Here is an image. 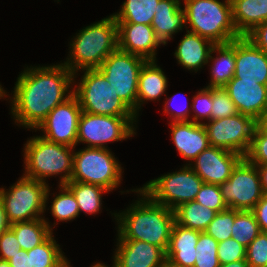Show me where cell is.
Returning <instances> with one entry per match:
<instances>
[{
  "label": "cell",
  "mask_w": 267,
  "mask_h": 267,
  "mask_svg": "<svg viewBox=\"0 0 267 267\" xmlns=\"http://www.w3.org/2000/svg\"><path fill=\"white\" fill-rule=\"evenodd\" d=\"M74 78L75 75L63 63L27 67L17 79L11 100V112L16 122L36 129L57 105L71 96L73 91L69 92V87Z\"/></svg>",
  "instance_id": "obj_1"
},
{
  "label": "cell",
  "mask_w": 267,
  "mask_h": 267,
  "mask_svg": "<svg viewBox=\"0 0 267 267\" xmlns=\"http://www.w3.org/2000/svg\"><path fill=\"white\" fill-rule=\"evenodd\" d=\"M142 195L130 208L115 213L118 225L117 240H138L160 247L165 253L175 222L174 210L154 202L140 188L132 190ZM117 214V215H116Z\"/></svg>",
  "instance_id": "obj_2"
},
{
  "label": "cell",
  "mask_w": 267,
  "mask_h": 267,
  "mask_svg": "<svg viewBox=\"0 0 267 267\" xmlns=\"http://www.w3.org/2000/svg\"><path fill=\"white\" fill-rule=\"evenodd\" d=\"M70 43V58L63 64L74 74L99 68L118 49V25L113 15L84 27Z\"/></svg>",
  "instance_id": "obj_3"
},
{
  "label": "cell",
  "mask_w": 267,
  "mask_h": 267,
  "mask_svg": "<svg viewBox=\"0 0 267 267\" xmlns=\"http://www.w3.org/2000/svg\"><path fill=\"white\" fill-rule=\"evenodd\" d=\"M185 23L190 32L214 44H225L241 37L233 22L231 0H184Z\"/></svg>",
  "instance_id": "obj_4"
},
{
  "label": "cell",
  "mask_w": 267,
  "mask_h": 267,
  "mask_svg": "<svg viewBox=\"0 0 267 267\" xmlns=\"http://www.w3.org/2000/svg\"><path fill=\"white\" fill-rule=\"evenodd\" d=\"M73 148L48 141L41 136H34L25 144L24 176L46 183V177L65 173L59 183L65 185L72 177Z\"/></svg>",
  "instance_id": "obj_5"
},
{
  "label": "cell",
  "mask_w": 267,
  "mask_h": 267,
  "mask_svg": "<svg viewBox=\"0 0 267 267\" xmlns=\"http://www.w3.org/2000/svg\"><path fill=\"white\" fill-rule=\"evenodd\" d=\"M78 85L72 91L82 111L105 116H136L119 96L115 95L107 78L98 68L86 69Z\"/></svg>",
  "instance_id": "obj_6"
},
{
  "label": "cell",
  "mask_w": 267,
  "mask_h": 267,
  "mask_svg": "<svg viewBox=\"0 0 267 267\" xmlns=\"http://www.w3.org/2000/svg\"><path fill=\"white\" fill-rule=\"evenodd\" d=\"M107 148L87 147L73 153L70 181L95 184L111 191L119 186L122 168Z\"/></svg>",
  "instance_id": "obj_7"
},
{
  "label": "cell",
  "mask_w": 267,
  "mask_h": 267,
  "mask_svg": "<svg viewBox=\"0 0 267 267\" xmlns=\"http://www.w3.org/2000/svg\"><path fill=\"white\" fill-rule=\"evenodd\" d=\"M50 189L48 184L23 175L9 191L0 188L8 221L11 224L41 219Z\"/></svg>",
  "instance_id": "obj_8"
},
{
  "label": "cell",
  "mask_w": 267,
  "mask_h": 267,
  "mask_svg": "<svg viewBox=\"0 0 267 267\" xmlns=\"http://www.w3.org/2000/svg\"><path fill=\"white\" fill-rule=\"evenodd\" d=\"M147 60L117 49L98 68L110 83L115 95L137 116V88L141 68Z\"/></svg>",
  "instance_id": "obj_9"
},
{
  "label": "cell",
  "mask_w": 267,
  "mask_h": 267,
  "mask_svg": "<svg viewBox=\"0 0 267 267\" xmlns=\"http://www.w3.org/2000/svg\"><path fill=\"white\" fill-rule=\"evenodd\" d=\"M203 183L191 166L186 164L178 172L162 175L140 189L154 202L174 210L185 202L195 201Z\"/></svg>",
  "instance_id": "obj_10"
},
{
  "label": "cell",
  "mask_w": 267,
  "mask_h": 267,
  "mask_svg": "<svg viewBox=\"0 0 267 267\" xmlns=\"http://www.w3.org/2000/svg\"><path fill=\"white\" fill-rule=\"evenodd\" d=\"M219 186L230 209L251 211L264 195L257 166L245 157L234 167L229 179Z\"/></svg>",
  "instance_id": "obj_11"
},
{
  "label": "cell",
  "mask_w": 267,
  "mask_h": 267,
  "mask_svg": "<svg viewBox=\"0 0 267 267\" xmlns=\"http://www.w3.org/2000/svg\"><path fill=\"white\" fill-rule=\"evenodd\" d=\"M135 119L136 116H105L82 111L77 143H87V147L106 148V142L121 141L134 135Z\"/></svg>",
  "instance_id": "obj_12"
},
{
  "label": "cell",
  "mask_w": 267,
  "mask_h": 267,
  "mask_svg": "<svg viewBox=\"0 0 267 267\" xmlns=\"http://www.w3.org/2000/svg\"><path fill=\"white\" fill-rule=\"evenodd\" d=\"M203 123L210 146L236 152L243 157L250 149L258 124L253 118L240 113Z\"/></svg>",
  "instance_id": "obj_13"
},
{
  "label": "cell",
  "mask_w": 267,
  "mask_h": 267,
  "mask_svg": "<svg viewBox=\"0 0 267 267\" xmlns=\"http://www.w3.org/2000/svg\"><path fill=\"white\" fill-rule=\"evenodd\" d=\"M82 109L72 93L63 103L57 105L38 125L44 131L43 138L69 147L77 145L78 124Z\"/></svg>",
  "instance_id": "obj_14"
},
{
  "label": "cell",
  "mask_w": 267,
  "mask_h": 267,
  "mask_svg": "<svg viewBox=\"0 0 267 267\" xmlns=\"http://www.w3.org/2000/svg\"><path fill=\"white\" fill-rule=\"evenodd\" d=\"M242 155L222 148L209 146L194 160L193 171L208 184L220 185L229 179Z\"/></svg>",
  "instance_id": "obj_15"
},
{
  "label": "cell",
  "mask_w": 267,
  "mask_h": 267,
  "mask_svg": "<svg viewBox=\"0 0 267 267\" xmlns=\"http://www.w3.org/2000/svg\"><path fill=\"white\" fill-rule=\"evenodd\" d=\"M238 112L259 122L267 112V85L232 78L224 87Z\"/></svg>",
  "instance_id": "obj_16"
},
{
  "label": "cell",
  "mask_w": 267,
  "mask_h": 267,
  "mask_svg": "<svg viewBox=\"0 0 267 267\" xmlns=\"http://www.w3.org/2000/svg\"><path fill=\"white\" fill-rule=\"evenodd\" d=\"M235 74L242 81H258L267 85V53L246 36L235 39Z\"/></svg>",
  "instance_id": "obj_17"
},
{
  "label": "cell",
  "mask_w": 267,
  "mask_h": 267,
  "mask_svg": "<svg viewBox=\"0 0 267 267\" xmlns=\"http://www.w3.org/2000/svg\"><path fill=\"white\" fill-rule=\"evenodd\" d=\"M118 49L140 56L146 60H156V48L163 44L151 25L117 23Z\"/></svg>",
  "instance_id": "obj_18"
},
{
  "label": "cell",
  "mask_w": 267,
  "mask_h": 267,
  "mask_svg": "<svg viewBox=\"0 0 267 267\" xmlns=\"http://www.w3.org/2000/svg\"><path fill=\"white\" fill-rule=\"evenodd\" d=\"M113 267H162L166 253L155 245L138 240H118Z\"/></svg>",
  "instance_id": "obj_19"
},
{
  "label": "cell",
  "mask_w": 267,
  "mask_h": 267,
  "mask_svg": "<svg viewBox=\"0 0 267 267\" xmlns=\"http://www.w3.org/2000/svg\"><path fill=\"white\" fill-rule=\"evenodd\" d=\"M171 136L179 154L183 159H194L210 144L203 123L192 121H171Z\"/></svg>",
  "instance_id": "obj_20"
},
{
  "label": "cell",
  "mask_w": 267,
  "mask_h": 267,
  "mask_svg": "<svg viewBox=\"0 0 267 267\" xmlns=\"http://www.w3.org/2000/svg\"><path fill=\"white\" fill-rule=\"evenodd\" d=\"M200 231L186 228L174 222L166 259L174 265L181 267H194L196 261V245Z\"/></svg>",
  "instance_id": "obj_21"
},
{
  "label": "cell",
  "mask_w": 267,
  "mask_h": 267,
  "mask_svg": "<svg viewBox=\"0 0 267 267\" xmlns=\"http://www.w3.org/2000/svg\"><path fill=\"white\" fill-rule=\"evenodd\" d=\"M185 23V12L180 0H160L151 26L156 36L165 45L174 33L182 30Z\"/></svg>",
  "instance_id": "obj_22"
},
{
  "label": "cell",
  "mask_w": 267,
  "mask_h": 267,
  "mask_svg": "<svg viewBox=\"0 0 267 267\" xmlns=\"http://www.w3.org/2000/svg\"><path fill=\"white\" fill-rule=\"evenodd\" d=\"M215 44L200 35L187 30L174 55L184 68L195 72L209 61V55Z\"/></svg>",
  "instance_id": "obj_23"
},
{
  "label": "cell",
  "mask_w": 267,
  "mask_h": 267,
  "mask_svg": "<svg viewBox=\"0 0 267 267\" xmlns=\"http://www.w3.org/2000/svg\"><path fill=\"white\" fill-rule=\"evenodd\" d=\"M231 4L233 22L241 36L267 21V0H231Z\"/></svg>",
  "instance_id": "obj_24"
},
{
  "label": "cell",
  "mask_w": 267,
  "mask_h": 267,
  "mask_svg": "<svg viewBox=\"0 0 267 267\" xmlns=\"http://www.w3.org/2000/svg\"><path fill=\"white\" fill-rule=\"evenodd\" d=\"M167 87L168 81L162 69L156 65L155 60H147L138 78L137 111L145 100H159Z\"/></svg>",
  "instance_id": "obj_25"
},
{
  "label": "cell",
  "mask_w": 267,
  "mask_h": 267,
  "mask_svg": "<svg viewBox=\"0 0 267 267\" xmlns=\"http://www.w3.org/2000/svg\"><path fill=\"white\" fill-rule=\"evenodd\" d=\"M213 52L219 53V56L213 58ZM214 60L211 66V81L206 87L221 88L224 87L235 74V39L225 44H215L209 55V60Z\"/></svg>",
  "instance_id": "obj_26"
},
{
  "label": "cell",
  "mask_w": 267,
  "mask_h": 267,
  "mask_svg": "<svg viewBox=\"0 0 267 267\" xmlns=\"http://www.w3.org/2000/svg\"><path fill=\"white\" fill-rule=\"evenodd\" d=\"M10 229L16 235L20 248L25 251L42 244L53 234L52 227L43 217L11 224Z\"/></svg>",
  "instance_id": "obj_27"
},
{
  "label": "cell",
  "mask_w": 267,
  "mask_h": 267,
  "mask_svg": "<svg viewBox=\"0 0 267 267\" xmlns=\"http://www.w3.org/2000/svg\"><path fill=\"white\" fill-rule=\"evenodd\" d=\"M216 214V211L196 201L185 202L174 209L175 222L177 224L200 232L206 230Z\"/></svg>",
  "instance_id": "obj_28"
},
{
  "label": "cell",
  "mask_w": 267,
  "mask_h": 267,
  "mask_svg": "<svg viewBox=\"0 0 267 267\" xmlns=\"http://www.w3.org/2000/svg\"><path fill=\"white\" fill-rule=\"evenodd\" d=\"M160 0H126L119 13L113 14L117 23L151 25Z\"/></svg>",
  "instance_id": "obj_29"
},
{
  "label": "cell",
  "mask_w": 267,
  "mask_h": 267,
  "mask_svg": "<svg viewBox=\"0 0 267 267\" xmlns=\"http://www.w3.org/2000/svg\"><path fill=\"white\" fill-rule=\"evenodd\" d=\"M51 234L42 244L27 251L31 267H70V262Z\"/></svg>",
  "instance_id": "obj_30"
},
{
  "label": "cell",
  "mask_w": 267,
  "mask_h": 267,
  "mask_svg": "<svg viewBox=\"0 0 267 267\" xmlns=\"http://www.w3.org/2000/svg\"><path fill=\"white\" fill-rule=\"evenodd\" d=\"M65 186L73 193L79 205V214L81 211L89 214L99 212L102 205L101 195L108 192L102 186L78 181H69Z\"/></svg>",
  "instance_id": "obj_31"
},
{
  "label": "cell",
  "mask_w": 267,
  "mask_h": 267,
  "mask_svg": "<svg viewBox=\"0 0 267 267\" xmlns=\"http://www.w3.org/2000/svg\"><path fill=\"white\" fill-rule=\"evenodd\" d=\"M261 233L252 211L235 210L232 238L245 248Z\"/></svg>",
  "instance_id": "obj_32"
},
{
  "label": "cell",
  "mask_w": 267,
  "mask_h": 267,
  "mask_svg": "<svg viewBox=\"0 0 267 267\" xmlns=\"http://www.w3.org/2000/svg\"><path fill=\"white\" fill-rule=\"evenodd\" d=\"M59 186L61 193L55 196L51 213L58 221L73 220L79 216V205L73 193L65 185Z\"/></svg>",
  "instance_id": "obj_33"
},
{
  "label": "cell",
  "mask_w": 267,
  "mask_h": 267,
  "mask_svg": "<svg viewBox=\"0 0 267 267\" xmlns=\"http://www.w3.org/2000/svg\"><path fill=\"white\" fill-rule=\"evenodd\" d=\"M196 261L194 267H219L218 242L206 232H200L196 245Z\"/></svg>",
  "instance_id": "obj_34"
},
{
  "label": "cell",
  "mask_w": 267,
  "mask_h": 267,
  "mask_svg": "<svg viewBox=\"0 0 267 267\" xmlns=\"http://www.w3.org/2000/svg\"><path fill=\"white\" fill-rule=\"evenodd\" d=\"M234 220L235 209L228 208L222 212H218L204 232L212 236L218 243L225 241L232 237Z\"/></svg>",
  "instance_id": "obj_35"
},
{
  "label": "cell",
  "mask_w": 267,
  "mask_h": 267,
  "mask_svg": "<svg viewBox=\"0 0 267 267\" xmlns=\"http://www.w3.org/2000/svg\"><path fill=\"white\" fill-rule=\"evenodd\" d=\"M236 105L223 88H212L211 120L226 118L238 114Z\"/></svg>",
  "instance_id": "obj_36"
},
{
  "label": "cell",
  "mask_w": 267,
  "mask_h": 267,
  "mask_svg": "<svg viewBox=\"0 0 267 267\" xmlns=\"http://www.w3.org/2000/svg\"><path fill=\"white\" fill-rule=\"evenodd\" d=\"M245 158L255 166L267 164V131L259 123Z\"/></svg>",
  "instance_id": "obj_37"
},
{
  "label": "cell",
  "mask_w": 267,
  "mask_h": 267,
  "mask_svg": "<svg viewBox=\"0 0 267 267\" xmlns=\"http://www.w3.org/2000/svg\"><path fill=\"white\" fill-rule=\"evenodd\" d=\"M195 201L217 213L228 209L223 200L220 186L216 184L203 183Z\"/></svg>",
  "instance_id": "obj_38"
},
{
  "label": "cell",
  "mask_w": 267,
  "mask_h": 267,
  "mask_svg": "<svg viewBox=\"0 0 267 267\" xmlns=\"http://www.w3.org/2000/svg\"><path fill=\"white\" fill-rule=\"evenodd\" d=\"M250 267H267V232H261L246 248Z\"/></svg>",
  "instance_id": "obj_39"
},
{
  "label": "cell",
  "mask_w": 267,
  "mask_h": 267,
  "mask_svg": "<svg viewBox=\"0 0 267 267\" xmlns=\"http://www.w3.org/2000/svg\"><path fill=\"white\" fill-rule=\"evenodd\" d=\"M191 108L195 111V115L190 120L194 123H203L199 119L211 120L212 111V88H203L197 95L193 97V103Z\"/></svg>",
  "instance_id": "obj_40"
},
{
  "label": "cell",
  "mask_w": 267,
  "mask_h": 267,
  "mask_svg": "<svg viewBox=\"0 0 267 267\" xmlns=\"http://www.w3.org/2000/svg\"><path fill=\"white\" fill-rule=\"evenodd\" d=\"M246 248L232 237L218 243V260L220 265L245 260Z\"/></svg>",
  "instance_id": "obj_41"
},
{
  "label": "cell",
  "mask_w": 267,
  "mask_h": 267,
  "mask_svg": "<svg viewBox=\"0 0 267 267\" xmlns=\"http://www.w3.org/2000/svg\"><path fill=\"white\" fill-rule=\"evenodd\" d=\"M18 239L11 229L0 236V260L8 261L20 251Z\"/></svg>",
  "instance_id": "obj_42"
},
{
  "label": "cell",
  "mask_w": 267,
  "mask_h": 267,
  "mask_svg": "<svg viewBox=\"0 0 267 267\" xmlns=\"http://www.w3.org/2000/svg\"><path fill=\"white\" fill-rule=\"evenodd\" d=\"M246 37L267 53V21L257 25Z\"/></svg>",
  "instance_id": "obj_43"
},
{
  "label": "cell",
  "mask_w": 267,
  "mask_h": 267,
  "mask_svg": "<svg viewBox=\"0 0 267 267\" xmlns=\"http://www.w3.org/2000/svg\"><path fill=\"white\" fill-rule=\"evenodd\" d=\"M259 224L261 232H267V194L251 210Z\"/></svg>",
  "instance_id": "obj_44"
},
{
  "label": "cell",
  "mask_w": 267,
  "mask_h": 267,
  "mask_svg": "<svg viewBox=\"0 0 267 267\" xmlns=\"http://www.w3.org/2000/svg\"><path fill=\"white\" fill-rule=\"evenodd\" d=\"M10 267H31L30 256L27 251L20 249L18 253L13 255V258L7 261Z\"/></svg>",
  "instance_id": "obj_45"
},
{
  "label": "cell",
  "mask_w": 267,
  "mask_h": 267,
  "mask_svg": "<svg viewBox=\"0 0 267 267\" xmlns=\"http://www.w3.org/2000/svg\"><path fill=\"white\" fill-rule=\"evenodd\" d=\"M171 101L172 102L174 101V97H172L171 99H169L168 101L165 102L164 112L171 114L170 116L173 117L172 122L190 121L188 119L190 113H189V109L187 108V106H184L185 107L184 110L178 109V111H176L175 113H173V111L170 112V108H169L170 106H168V105L171 103Z\"/></svg>",
  "instance_id": "obj_46"
},
{
  "label": "cell",
  "mask_w": 267,
  "mask_h": 267,
  "mask_svg": "<svg viewBox=\"0 0 267 267\" xmlns=\"http://www.w3.org/2000/svg\"><path fill=\"white\" fill-rule=\"evenodd\" d=\"M10 226H11V223L8 221L4 203H3L2 199L0 198V236L5 231L10 229Z\"/></svg>",
  "instance_id": "obj_47"
},
{
  "label": "cell",
  "mask_w": 267,
  "mask_h": 267,
  "mask_svg": "<svg viewBox=\"0 0 267 267\" xmlns=\"http://www.w3.org/2000/svg\"><path fill=\"white\" fill-rule=\"evenodd\" d=\"M261 186L264 194H267V164L257 165Z\"/></svg>",
  "instance_id": "obj_48"
},
{
  "label": "cell",
  "mask_w": 267,
  "mask_h": 267,
  "mask_svg": "<svg viewBox=\"0 0 267 267\" xmlns=\"http://www.w3.org/2000/svg\"><path fill=\"white\" fill-rule=\"evenodd\" d=\"M219 267H250V266L245 259V260H239V261L232 262V263L221 264Z\"/></svg>",
  "instance_id": "obj_49"
},
{
  "label": "cell",
  "mask_w": 267,
  "mask_h": 267,
  "mask_svg": "<svg viewBox=\"0 0 267 267\" xmlns=\"http://www.w3.org/2000/svg\"><path fill=\"white\" fill-rule=\"evenodd\" d=\"M258 123L267 131V112L262 116Z\"/></svg>",
  "instance_id": "obj_50"
},
{
  "label": "cell",
  "mask_w": 267,
  "mask_h": 267,
  "mask_svg": "<svg viewBox=\"0 0 267 267\" xmlns=\"http://www.w3.org/2000/svg\"><path fill=\"white\" fill-rule=\"evenodd\" d=\"M162 267H181V266L174 265L173 263L169 262L166 259Z\"/></svg>",
  "instance_id": "obj_51"
},
{
  "label": "cell",
  "mask_w": 267,
  "mask_h": 267,
  "mask_svg": "<svg viewBox=\"0 0 267 267\" xmlns=\"http://www.w3.org/2000/svg\"><path fill=\"white\" fill-rule=\"evenodd\" d=\"M0 267H10V264L7 261L0 260Z\"/></svg>",
  "instance_id": "obj_52"
},
{
  "label": "cell",
  "mask_w": 267,
  "mask_h": 267,
  "mask_svg": "<svg viewBox=\"0 0 267 267\" xmlns=\"http://www.w3.org/2000/svg\"><path fill=\"white\" fill-rule=\"evenodd\" d=\"M6 94L5 90H3L2 86L0 85V98L4 97Z\"/></svg>",
  "instance_id": "obj_53"
},
{
  "label": "cell",
  "mask_w": 267,
  "mask_h": 267,
  "mask_svg": "<svg viewBox=\"0 0 267 267\" xmlns=\"http://www.w3.org/2000/svg\"><path fill=\"white\" fill-rule=\"evenodd\" d=\"M92 267H106L105 265H103L102 263L98 262L97 264L95 265H92ZM108 267V266H107ZM113 267V265H112Z\"/></svg>",
  "instance_id": "obj_54"
}]
</instances>
